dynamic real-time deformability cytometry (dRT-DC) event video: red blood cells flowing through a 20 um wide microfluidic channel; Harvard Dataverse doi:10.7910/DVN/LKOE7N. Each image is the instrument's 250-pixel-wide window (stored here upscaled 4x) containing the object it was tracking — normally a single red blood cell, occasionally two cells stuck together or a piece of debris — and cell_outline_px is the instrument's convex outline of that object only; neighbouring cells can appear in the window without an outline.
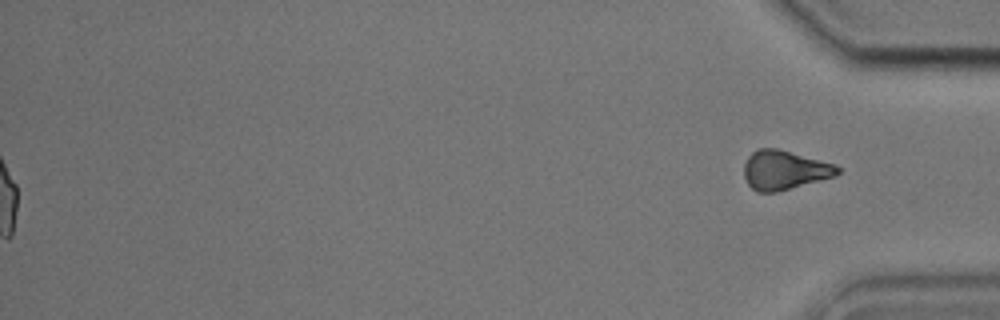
{"species": "common noctule bat (a hibernating species)", "species_latin": "Nyctalus noctula", "temperature_condition": "cold", "stored_images_in_passage": 45, "segment_of_instrument_passage": [2, 2], "camera_frame_rate_fps": 3000, "um_per_image_px": 0.085, "animal": {"sex": "male", "body_mass_g": 17.9, "forearm_length_mm": 54.2}, "frame": {"image": 1, "passage_image": 45, "time_ms": 14.667, "image_size_px": [1000, 320], "cell_outline_px": [[840, 172], [832, 176], [820, 180], [776, 192], [756, 192], [748, 184], [744, 176], [744, 164], [748, 156], [752, 152], [760, 148], [776, 148], [836, 164], [840, 168]], "centroid_in_image_um": [66.65, 14.45], "position_along_channel_um": 368.6, "area_um2": 21.15}}